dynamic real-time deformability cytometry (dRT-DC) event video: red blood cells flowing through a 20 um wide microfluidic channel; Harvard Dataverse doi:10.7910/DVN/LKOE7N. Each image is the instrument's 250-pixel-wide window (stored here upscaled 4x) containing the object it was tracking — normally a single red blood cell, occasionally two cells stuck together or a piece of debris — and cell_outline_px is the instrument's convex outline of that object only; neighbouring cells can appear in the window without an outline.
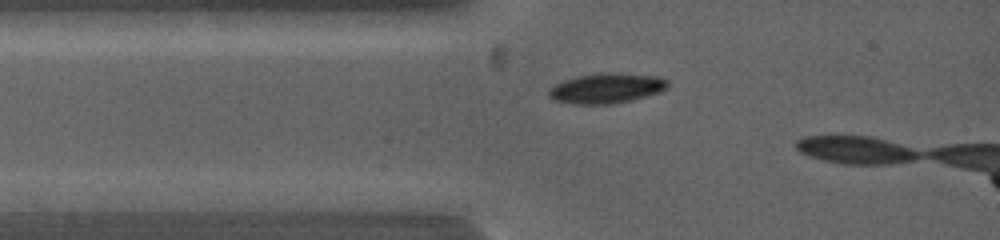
{"species": "common noctule bat (a hibernating species)", "species_latin": "Nyctalus noctula", "temperature_condition": "warm", "stored_images_in_passage": 12, "camera_frame_rate_fps": 5000, "um_per_image_px": 0.085, "animal": {"sex": "female", "body_mass_g": 19.0, "forearm_length_mm": 53.3}, "frame": {"image": 1, "passage_image": 10, "time_ms": 1.8, "image_size_px": [1000, 240], "cell_outline_px": [[668, 88], [660, 92], [632, 100], [612, 104], [572, 104], [552, 100], [548, 96], [548, 88], [564, 80], [576, 76], [608, 72], [656, 76], [668, 80]], "centroid_in_image_um": [51.52, 7.51], "position_along_channel_um": 33.5, "area_um2": 20.98}}